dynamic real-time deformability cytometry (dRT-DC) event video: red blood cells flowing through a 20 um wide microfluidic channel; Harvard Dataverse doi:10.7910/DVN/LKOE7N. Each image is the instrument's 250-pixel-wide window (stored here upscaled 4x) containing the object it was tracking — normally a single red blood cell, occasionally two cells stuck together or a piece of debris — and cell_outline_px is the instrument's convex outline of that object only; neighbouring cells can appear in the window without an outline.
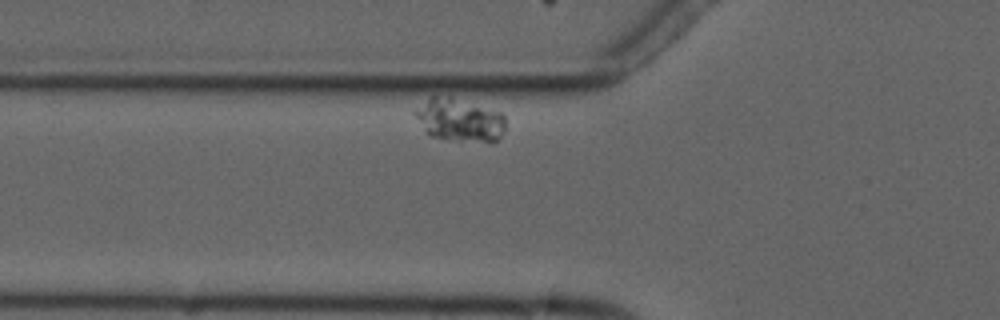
{"species": "common noctule bat (a hibernating species)", "species_latin": "Nyctalus noctula", "temperature_condition": "cold", "stored_images_in_passage": 4, "camera_frame_rate_fps": 3000, "um_per_image_px": 0.085, "animal": {"sex": "male", "forearm_length_mm": 52.5}, "frame": {"image": 1, "passage_image": 2, "time_ms": 1.333, "image_size_px": [1000, 320], "cell_outline_px": [[504, 132], [500, 140], [492, 144], [448, 140], [428, 136], [424, 132], [412, 112], [432, 96], [448, 96], [500, 112], [504, 116]], "centroid_in_image_um": [39.06, 10.26], "position_along_channel_um": 86.7, "area_um2": 23.18}}
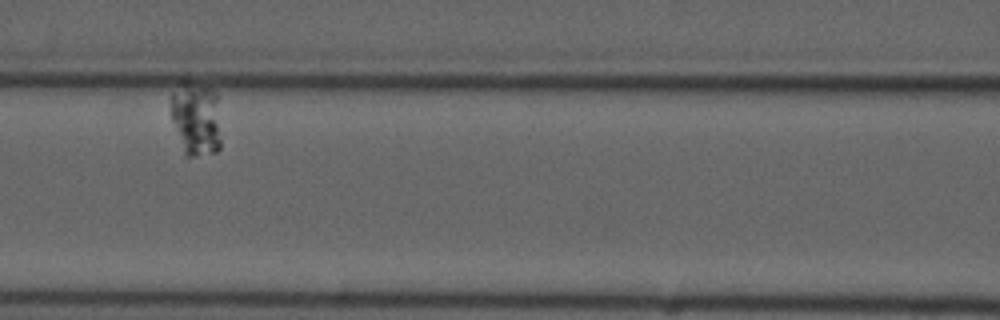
{"frame": {"image": 2, "passage_image": 4, "time_ms": 3.667, "image_size_px": [1000, 320], "cell_outline_px": [[220, 148], [216, 152], [196, 156], [184, 156], [172, 120], [172, 92], [184, 76], [208, 88], [216, 96], [220, 140]], "centroid_in_image_um": [16.62, 10.06], "position_along_channel_um": 150.0, "area_um2": 21.85}}